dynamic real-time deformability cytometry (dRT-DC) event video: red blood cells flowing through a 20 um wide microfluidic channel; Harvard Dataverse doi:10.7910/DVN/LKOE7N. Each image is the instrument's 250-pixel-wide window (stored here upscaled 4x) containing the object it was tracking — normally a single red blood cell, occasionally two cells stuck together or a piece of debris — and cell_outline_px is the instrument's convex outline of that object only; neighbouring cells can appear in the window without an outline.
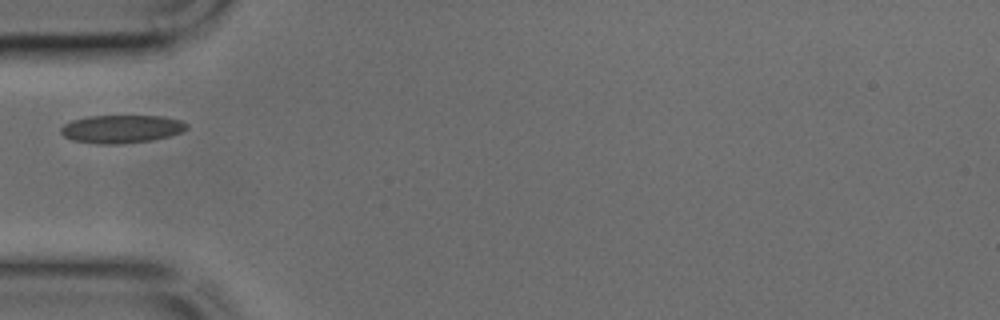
{"species": "common noctule bat (a hibernating species)", "species_latin": "Nyctalus noctula", "temperature_condition": "cold", "stored_images_in_passage": 31, "camera_frame_rate_fps": 3000, "um_per_image_px": 0.085, "animal": {"sex": "male", "body_mass_g": 17.9, "forearm_length_mm": 54.2}, "frame": {"image": 1, "passage_image": 1, "time_ms": 0.0, "image_size_px": [1000, 320], "cell_outline_px": [[188, 128], [180, 132], [168, 136], [152, 140], [120, 144], [96, 144], [72, 140], [64, 136], [60, 132], [60, 128], [64, 124], [72, 120], [88, 116], [164, 116], [180, 120], [188, 124]], "centroid_in_image_um": [10.3, 10.96], "position_along_channel_um": 74.7, "area_um2": 20.63}}
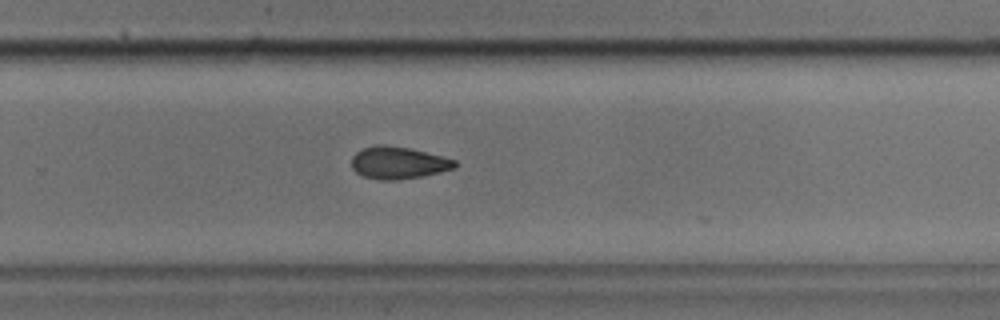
{"frame": {"image": 2, "passage_image": 16, "time_ms": 5.0, "image_size_px": [1000, 320], "cell_outline_px": [[456, 168], [424, 176], [396, 180], [380, 180], [364, 176], [356, 172], [352, 168], [352, 156], [356, 152], [364, 148], [376, 144], [384, 144], [408, 148], [444, 156], [456, 160]], "centroid_in_image_um": [33.87, 13.83], "position_along_channel_um": 295.9, "area_um2": 19.48}}
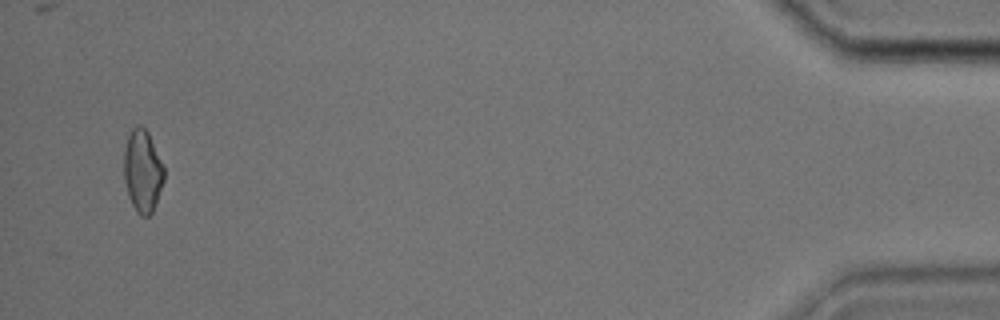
{"frame": {"image": 3, "passage_image": 30, "time_ms": 9.667, "image_size_px": [1000, 320], "cell_outline_px": [[164, 180], [156, 204], [152, 212], [148, 216], [140, 216], [136, 212], [132, 204], [124, 180], [124, 148], [128, 136], [132, 128], [136, 124], [140, 124], [148, 132], [164, 168]], "centroid_in_image_um": [12.11, 14.53], "position_along_channel_um": 423.1, "area_um2": 19.19}}